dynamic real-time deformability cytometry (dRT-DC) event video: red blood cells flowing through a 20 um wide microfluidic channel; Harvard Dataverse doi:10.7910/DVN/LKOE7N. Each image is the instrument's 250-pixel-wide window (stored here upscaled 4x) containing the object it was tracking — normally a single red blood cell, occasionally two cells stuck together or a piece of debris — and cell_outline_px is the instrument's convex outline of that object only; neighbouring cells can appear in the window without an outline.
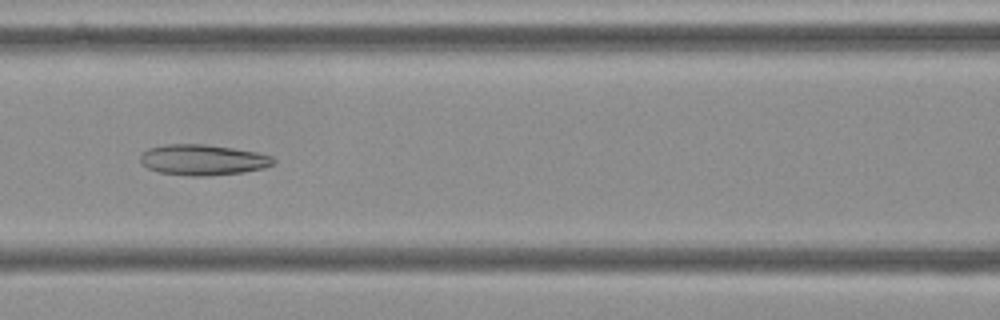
{"species": "Egyptian fruit bat (a non-hibernating species)", "species_latin": "Rousettus aegyptiacus", "temperature_condition": "cold", "stored_images_in_passage": 55, "camera_frame_rate_fps": 3000, "um_per_image_px": 0.085, "frame": {"image": 1, "passage_image": 23, "time_ms": 7.333, "image_size_px": [1000, 320], "cell_outline_px": [[276, 160], [272, 164], [264, 168], [244, 172], [208, 176], [192, 176], [160, 172], [148, 168], [140, 164], [140, 156], [148, 148], [164, 144], [204, 144], [232, 148], [256, 152], [272, 156]], "centroid_in_image_um": [17.23, 13.59], "position_along_channel_um": 149.4, "area_um2": 23.81}}
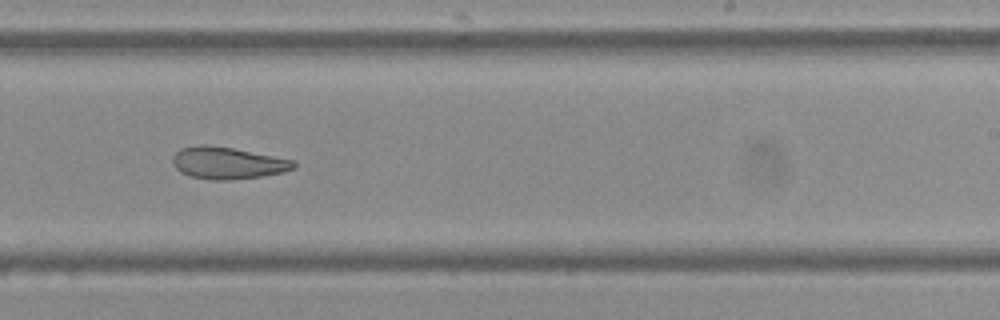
{"frame": {"image": 2, "passage_image": 33, "time_ms": 10.667, "image_size_px": [1000, 320], "cell_outline_px": [[296, 168], [280, 172], [260, 176], [228, 180], [212, 180], [192, 176], [180, 172], [172, 164], [172, 156], [180, 148], [196, 144], [208, 144], [232, 148], [292, 160], [296, 164]], "centroid_in_image_um": [19.27, 13.84], "position_along_channel_um": 269.7, "area_um2": 22.37}}
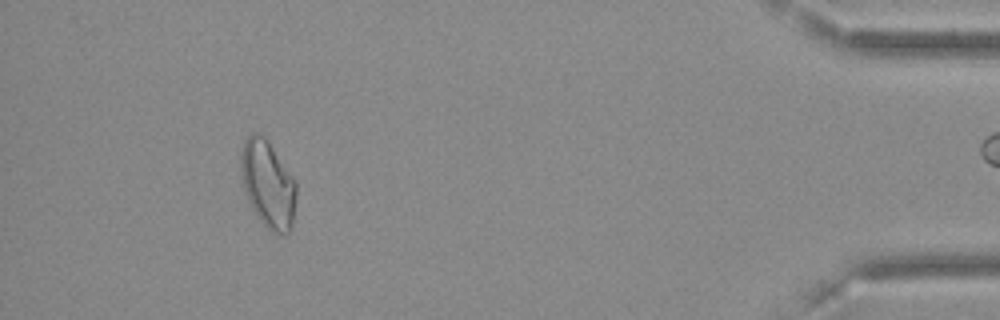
{"frame": {"image": 3, "passage_image": 50, "time_ms": 16.333, "image_size_px": [1000, 320], "cell_outline_px": [[296, 196], [292, 224], [288, 232], [272, 232], [256, 216], [244, 192], [240, 172], [240, 152], [244, 140], [252, 132], [256, 132], [264, 136], [268, 140], [296, 180]], "centroid_in_image_um": [22.75, 15.59], "position_along_channel_um": 412.5, "area_um2": 28.32}, "authors_computed_cell_mechanics": {"area_um2": 26.3568, "velocity_mm_per_s": 3.6162, "shape_relaxation_time_tau1_ms": null, "shape_relaxation_time_tau2_ms": 3.6255, "deformation_change_tau1": null, "deformation_change_tau2": 0.1149}}